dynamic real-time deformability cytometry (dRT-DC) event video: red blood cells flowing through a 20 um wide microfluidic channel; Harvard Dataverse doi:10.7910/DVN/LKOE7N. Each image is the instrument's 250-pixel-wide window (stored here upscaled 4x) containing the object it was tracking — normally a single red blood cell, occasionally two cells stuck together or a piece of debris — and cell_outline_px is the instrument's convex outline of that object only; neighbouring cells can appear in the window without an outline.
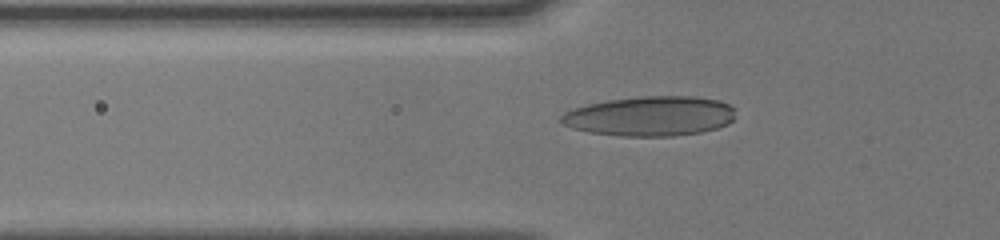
{"species": "human", "species_latin": "Homo sapiens", "temperature_condition": "cold", "stored_images_in_passage": 40, "camera_frame_rate_fps": 3000, "um_per_image_px": 0.085, "donor": {"sex": "male"}, "frame": {"image": 1, "passage_image": 32, "time_ms": 6.0, "image_size_px": [1000, 240], "cell_outline_px": [[736, 116], [728, 124], [716, 128], [700, 132], [672, 136], [620, 136], [588, 132], [572, 128], [560, 124], [560, 116], [564, 112], [572, 108], [588, 104], [608, 100], [640, 96], [696, 96], [720, 100], [736, 108]], "centroid_in_image_um": [55.27, 9.86], "position_along_channel_um": 70.5, "area_um2": 40.86}}
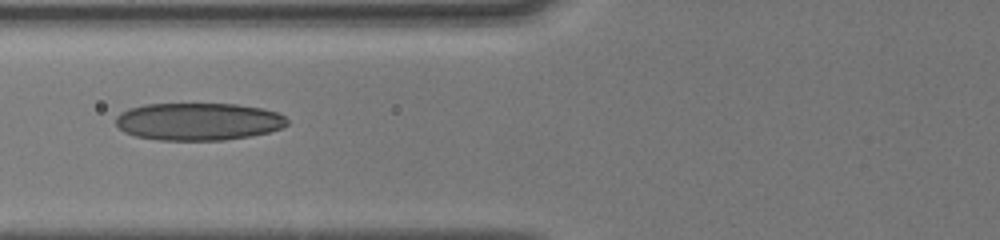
{"frame": {"image": 2, "passage_image": 39, "time_ms": 7.0, "image_size_px": [1000, 240], "cell_outline_px": [[288, 124], [280, 128], [268, 132], [252, 136], [224, 140], [160, 140], [136, 136], [124, 132], [116, 124], [116, 116], [120, 112], [128, 108], [144, 104], [236, 104], [264, 108], [276, 112], [284, 116], [288, 120]], "centroid_in_image_um": [16.85, 10.33], "position_along_channel_um": 108.9, "area_um2": 37.63}}